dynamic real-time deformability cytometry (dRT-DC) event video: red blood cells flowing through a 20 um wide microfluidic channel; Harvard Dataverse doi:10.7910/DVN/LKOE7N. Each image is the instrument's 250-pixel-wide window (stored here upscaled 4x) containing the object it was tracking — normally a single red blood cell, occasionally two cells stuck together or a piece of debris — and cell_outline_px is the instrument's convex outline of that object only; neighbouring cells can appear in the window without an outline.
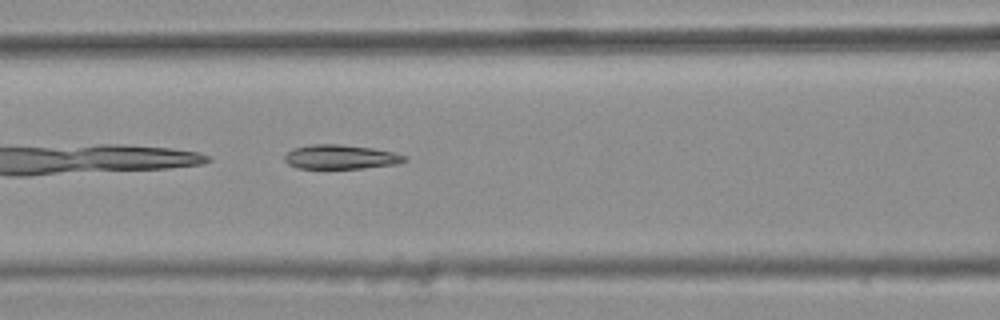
{"species": "common noctule bat (a hibernating species)", "species_latin": "Nyctalus noctula", "temperature_condition": "warm", "stored_images_in_passage": 6, "camera_frame_rate_fps": 3000, "um_per_image_px": 0.085, "animal": {"sex": "female", "body_mass_g": 25.1}, "frame": {"image": 1, "passage_image": 6, "time_ms": 1.667, "image_size_px": [1000, 320], "cell_outline_px": [[408, 160], [396, 164], [364, 168], [296, 168], [288, 164], [284, 160], [284, 156], [292, 148], [312, 144], [340, 144], [372, 148], [392, 152], [408, 156]], "centroid_in_image_um": [28.95, 13.33], "position_along_channel_um": 137.7, "area_um2": 16.99}}